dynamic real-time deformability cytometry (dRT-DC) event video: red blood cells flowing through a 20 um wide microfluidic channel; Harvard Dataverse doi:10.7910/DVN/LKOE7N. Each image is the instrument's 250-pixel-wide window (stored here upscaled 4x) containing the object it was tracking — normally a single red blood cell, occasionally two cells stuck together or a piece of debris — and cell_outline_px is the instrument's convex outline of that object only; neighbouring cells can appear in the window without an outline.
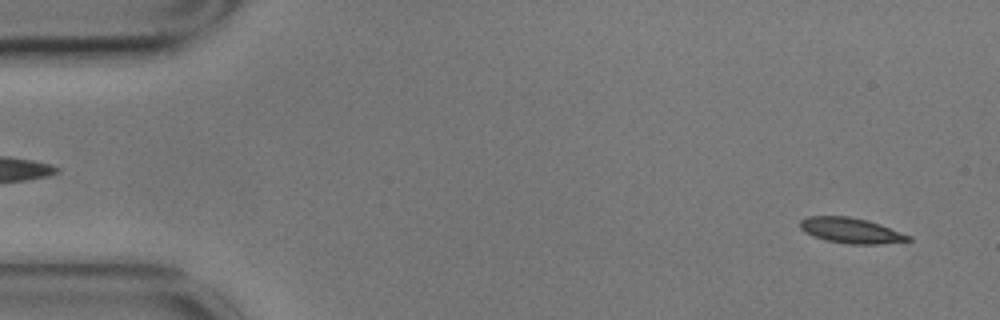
{"species": "common noctule bat (a hibernating species)", "species_latin": "Nyctalus noctula", "temperature_condition": "cold", "stored_images_in_passage": 57, "camera_frame_rate_fps": 3000, "um_per_image_px": 0.085, "animal": {"sex": "male", "body_mass_g": 17.9}, "frame": {"image": 1, "passage_image": 3, "time_ms": 0.667, "image_size_px": [1000, 320], "cell_outline_px": [[912, 240], [880, 244], [848, 244], [824, 240], [812, 236], [804, 232], [800, 228], [800, 220], [808, 216], [848, 216], [868, 220], [880, 224], [912, 236]], "centroid_in_image_um": [72.32, 19.59], "position_along_channel_um": 12.7, "area_um2": 16.18}}
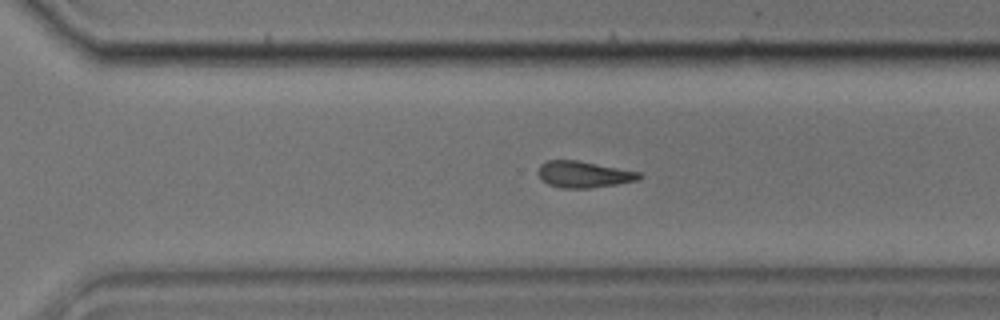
{"frame": {"image": 2, "passage_image": 39, "time_ms": 12.667, "image_size_px": [1000, 320], "cell_outline_px": [[644, 176], [636, 180], [616, 184], [592, 188], [564, 188], [548, 184], [540, 176], [540, 164], [548, 160], [576, 160], [644, 172]], "centroid_in_image_um": [49.7, 14.81], "position_along_channel_um": 320.9, "area_um2": 15.49}}
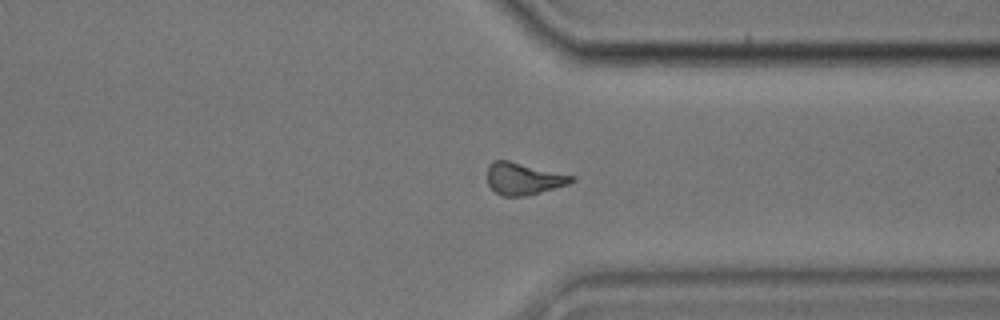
{"frame": {"image": 3, "passage_image": 43, "time_ms": 14.0, "image_size_px": [1000, 320], "cell_outline_px": [[576, 180], [568, 184], [528, 196], [504, 196], [496, 192], [488, 184], [488, 164], [492, 160], [508, 160], [576, 176]], "centroid_in_image_um": [44.52, 15.18], "position_along_channel_um": 366.9, "area_um2": 15.78}, "authors_computed_cell_mechanics": {"area_um2": 15.9528, "velocity_mm_per_s": 3.4784, "shape_relaxation_time_tau1_ms": 9.0461, "shape_relaxation_time_tau2_ms": 9.6189, "deformation_change_tau1": 0.2225, "deformation_change_tau2": 0.2295}}